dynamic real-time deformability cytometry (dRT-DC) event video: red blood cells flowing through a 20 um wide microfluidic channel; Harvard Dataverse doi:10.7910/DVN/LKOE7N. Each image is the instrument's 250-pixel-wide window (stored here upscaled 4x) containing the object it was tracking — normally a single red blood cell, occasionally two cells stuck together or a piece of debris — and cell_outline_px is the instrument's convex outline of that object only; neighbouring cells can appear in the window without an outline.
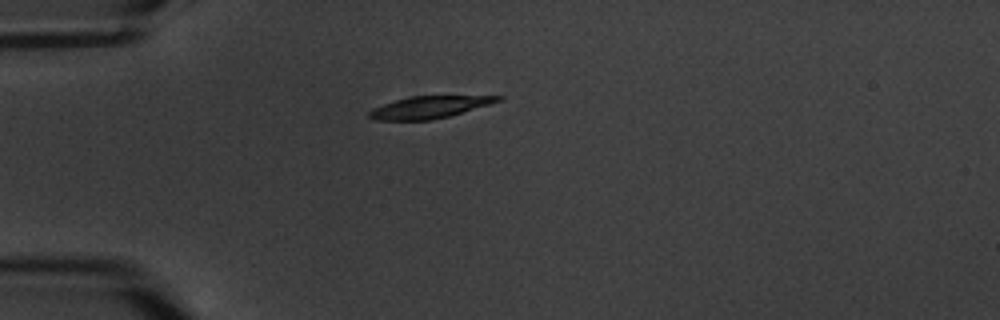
{"species": "common noctule bat (a hibernating species)", "species_latin": "Nyctalus noctula", "temperature_condition": "warm", "stored_images_in_passage": 6, "camera_frame_rate_fps": 3000, "um_per_image_px": 0.085, "animal": {"sex": "male", "body_mass_g": 20.1, "forearm_length_mm": 53.5}, "frame": {"image": 1, "passage_image": 1, "time_ms": 0.0, "image_size_px": [1000, 320], "cell_outline_px": [[504, 96], [500, 100], [492, 104], [448, 116], [432, 120], [376, 120], [368, 116], [368, 112], [372, 108], [396, 100], [412, 96]], "centroid_in_image_um": [36.48, 9.11], "position_along_channel_um": 48.5, "area_um2": 16.36}}